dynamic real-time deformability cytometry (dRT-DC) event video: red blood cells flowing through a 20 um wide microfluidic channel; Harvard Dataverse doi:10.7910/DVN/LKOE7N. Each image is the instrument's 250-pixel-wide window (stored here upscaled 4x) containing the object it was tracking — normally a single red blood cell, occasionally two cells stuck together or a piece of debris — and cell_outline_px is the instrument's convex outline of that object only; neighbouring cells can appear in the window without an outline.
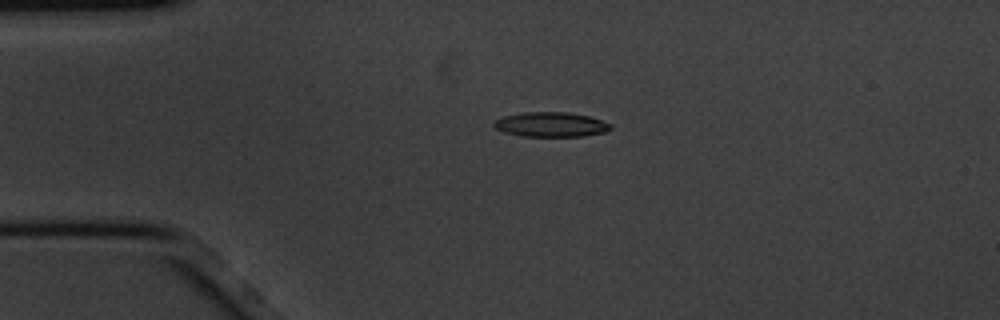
{"species": "common noctule bat (a hibernating species)", "species_latin": "Nyctalus noctula", "temperature_condition": "cold", "stored_images_in_passage": 5, "camera_frame_rate_fps": 3000, "um_per_image_px": 0.085, "animal": {"sex": "male", "body_mass_g": 20.1, "forearm_length_mm": 53.5}, "frame": {"image": 1, "passage_image": 4, "time_ms": 1.0, "image_size_px": [1000, 320], "cell_outline_px": [[612, 128], [604, 132], [584, 136], [524, 136], [504, 132], [496, 128], [492, 124], [496, 120], [504, 116], [524, 112], [568, 112], [588, 116], [612, 124]], "centroid_in_image_um": [46.83, 10.58], "position_along_channel_um": 38.2, "area_um2": 16.65}}